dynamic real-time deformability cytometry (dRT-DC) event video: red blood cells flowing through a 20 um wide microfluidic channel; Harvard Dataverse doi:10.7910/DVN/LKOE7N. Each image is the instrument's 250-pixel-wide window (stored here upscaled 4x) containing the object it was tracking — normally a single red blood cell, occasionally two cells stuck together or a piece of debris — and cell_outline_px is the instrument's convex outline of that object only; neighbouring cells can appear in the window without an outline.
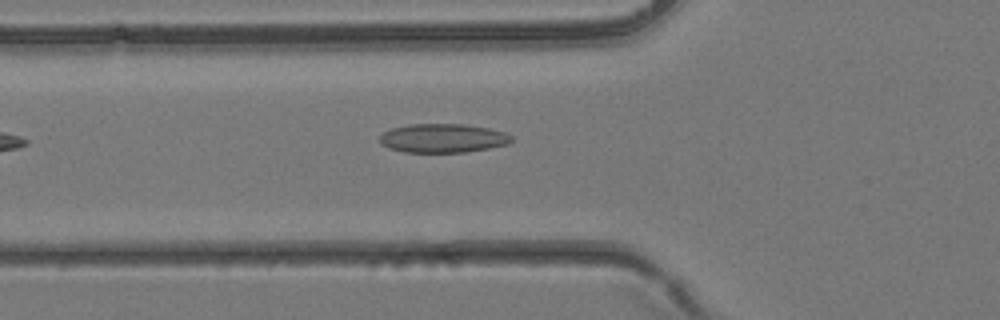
{"species": "common noctule bat (a hibernating species)", "species_latin": "Nyctalus noctula", "temperature_condition": "room temperature", "stored_images_in_passage": 17, "camera_frame_rate_fps": 3000, "um_per_image_px": 0.085, "animal": {"sex": "female", "body_mass_g": 24.6, "forearm_length_mm": 56.2}, "frame": {"image": 1, "passage_image": 3, "time_ms": 0.667, "image_size_px": [1000, 320], "cell_outline_px": [[512, 140], [508, 144], [488, 148], [464, 152], [404, 152], [388, 148], [380, 144], [380, 136], [384, 132], [392, 128], [408, 124], [464, 124], [488, 128], [504, 132], [512, 136]], "centroid_in_image_um": [37.62, 11.74], "position_along_channel_um": 88.2, "area_um2": 22.14}}
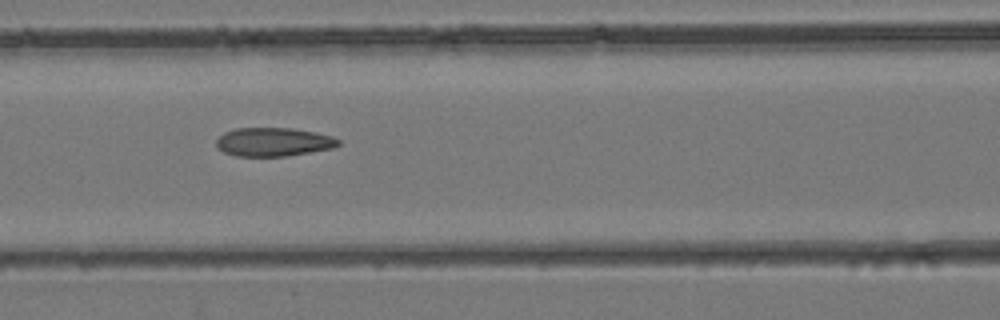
{"frame": {"image": 2, "passage_image": 6, "time_ms": 1.667, "image_size_px": [1000, 320], "cell_outline_px": [[340, 144], [332, 148], [288, 156], [236, 156], [224, 152], [216, 144], [216, 140], [224, 132], [236, 128], [292, 128], [316, 132], [332, 136], [340, 140]], "centroid_in_image_um": [23.26, 12.06], "position_along_channel_um": 143.3, "area_um2": 20.35}}